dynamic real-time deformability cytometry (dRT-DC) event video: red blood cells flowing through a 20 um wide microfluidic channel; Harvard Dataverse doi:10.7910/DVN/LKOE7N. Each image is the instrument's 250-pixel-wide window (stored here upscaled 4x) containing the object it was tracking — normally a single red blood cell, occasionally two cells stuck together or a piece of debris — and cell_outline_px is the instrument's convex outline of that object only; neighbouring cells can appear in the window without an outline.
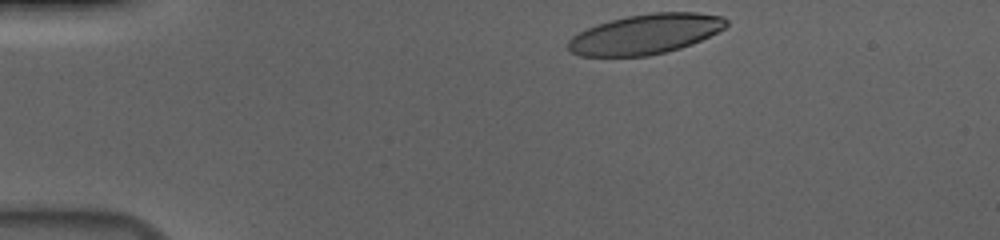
{"species": "human", "species_latin": "Homo sapiens", "temperature_condition": "cold", "stored_images_in_passage": 37, "camera_frame_rate_fps": 3000, "um_per_image_px": 0.085, "donor": {"sex": "male"}, "frame": {"image": 1, "passage_image": 1, "time_ms": 0.0, "image_size_px": [1000, 240], "cell_outline_px": [[728, 24], [724, 28], [692, 44], [680, 48], [648, 56], [580, 56], [572, 52], [568, 48], [568, 40], [572, 36], [596, 24], [628, 16], [652, 12], [696, 12], [724, 16], [728, 20]], "centroid_in_image_um": [54.88, 2.89], "position_along_channel_um": 30.1, "area_um2": 36.65}}
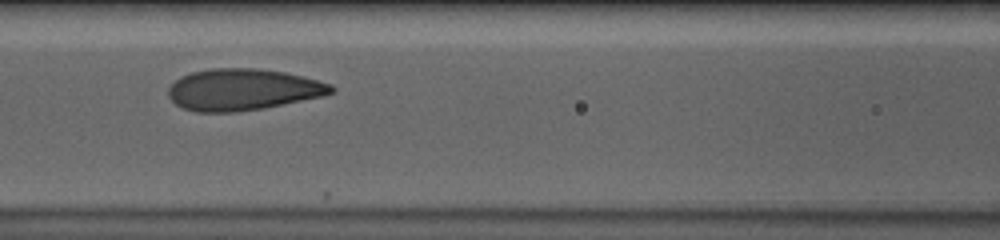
{"frame": {"image": 2, "passage_image": 16, "time_ms": 5.0, "image_size_px": [1000, 240], "cell_outline_px": [[336, 92], [324, 96], [264, 108], [236, 112], [196, 112], [184, 108], [176, 104], [168, 96], [168, 88], [180, 76], [192, 72], [212, 68], [256, 68], [284, 72], [304, 76], [332, 84], [336, 88]], "centroid_in_image_um": [20.68, 7.61], "position_along_channel_um": 145.9, "area_um2": 39.65}}
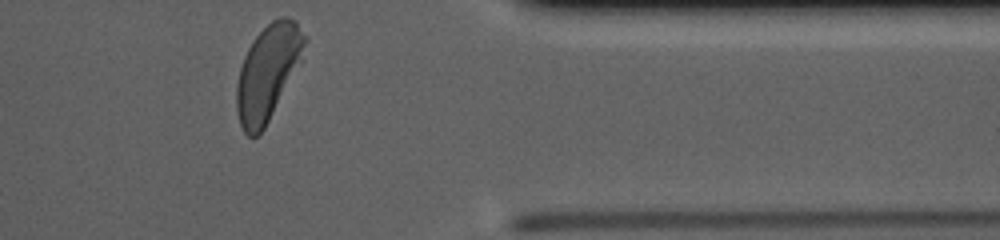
{"frame": {"image": 3, "passage_image": 37, "time_ms": 12.0, "image_size_px": [1000, 240], "cell_outline_px": [[308, 40], [304, 60], [264, 128], [256, 136], [248, 136], [244, 132], [240, 124], [236, 108], [236, 84], [240, 68], [244, 56], [252, 40], [272, 20], [280, 16], [284, 16], [292, 20], [296, 24]], "centroid_in_image_um": [22.8, 6.15], "position_along_channel_um": 388.6, "area_um2": 37.97}, "authors_computed_cell_mechanics": {"area_um2": 38.6682, "velocity_mm_per_s": 3.6804, "shape_relaxation_time_tau1_ms": 3.5573, "shape_relaxation_time_tau2_ms": null, "deformation_change_tau1": 0.1737, "deformation_change_tau2": null}}